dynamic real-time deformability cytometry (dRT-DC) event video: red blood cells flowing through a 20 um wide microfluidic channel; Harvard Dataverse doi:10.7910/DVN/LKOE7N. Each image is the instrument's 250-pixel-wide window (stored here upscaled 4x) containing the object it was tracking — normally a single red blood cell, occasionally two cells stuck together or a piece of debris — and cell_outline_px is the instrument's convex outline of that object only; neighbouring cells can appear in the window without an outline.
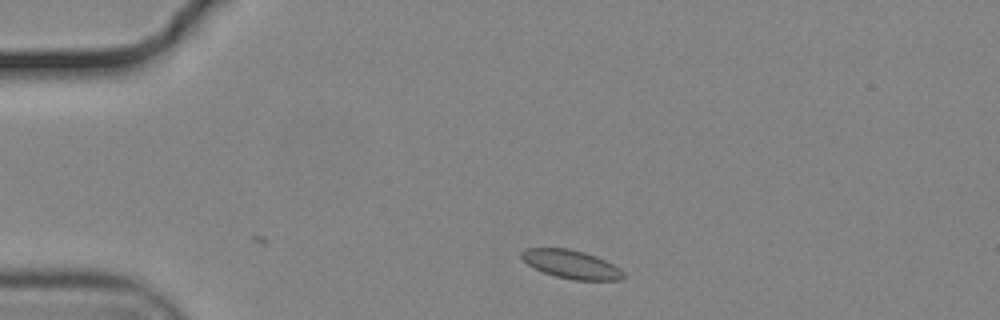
{"species": "common noctule bat (a hibernating species)", "species_latin": "Nyctalus noctula", "temperature_condition": "cold", "stored_images_in_passage": 45, "camera_frame_rate_fps": 3000, "um_per_image_px": 0.085, "animal": {"sex": "male", "body_mass_g": 19.2, "forearm_length_mm": 51.8}, "frame": {"image": 1, "passage_image": 1, "time_ms": 0.0, "image_size_px": [1000, 320], "cell_outline_px": [[624, 276], [620, 280], [572, 280], [556, 276], [544, 272], [528, 264], [520, 256], [520, 252], [524, 248], [568, 248], [584, 252], [596, 256], [620, 268], [624, 272]], "centroid_in_image_um": [48.55, 22.46], "position_along_channel_um": 36.4, "area_um2": 16.82}}
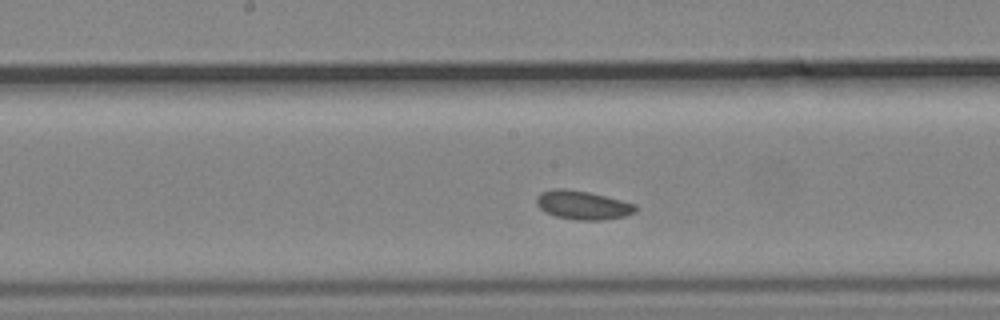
{"frame": {"image": 2, "passage_image": 18, "time_ms": 5.667, "image_size_px": [1000, 320], "cell_outline_px": [[640, 208], [636, 212], [624, 216], [604, 220], [576, 220], [556, 216], [544, 212], [536, 204], [536, 196], [540, 192], [552, 188], [564, 188], [588, 192], [636, 204]], "centroid_in_image_um": [49.52, 17.43], "position_along_channel_um": 198.7, "area_um2": 16.76}}
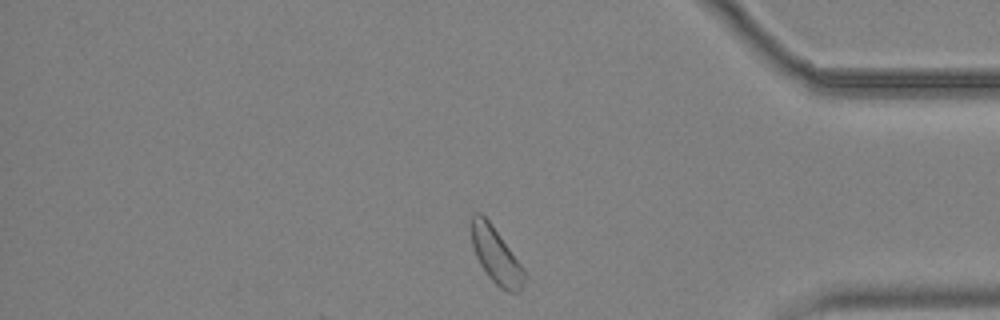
{"frame": {"image": 3, "passage_image": 36, "time_ms": 11.667, "image_size_px": [1000, 320], "cell_outline_px": [[524, 288], [520, 292], [508, 292], [500, 288], [488, 276], [480, 264], [476, 256], [472, 244], [468, 220], [472, 212], [480, 212], [492, 224], [524, 268]], "centroid_in_image_um": [42.12, 21.66], "position_along_channel_um": 393.1, "area_um2": 17.69}}